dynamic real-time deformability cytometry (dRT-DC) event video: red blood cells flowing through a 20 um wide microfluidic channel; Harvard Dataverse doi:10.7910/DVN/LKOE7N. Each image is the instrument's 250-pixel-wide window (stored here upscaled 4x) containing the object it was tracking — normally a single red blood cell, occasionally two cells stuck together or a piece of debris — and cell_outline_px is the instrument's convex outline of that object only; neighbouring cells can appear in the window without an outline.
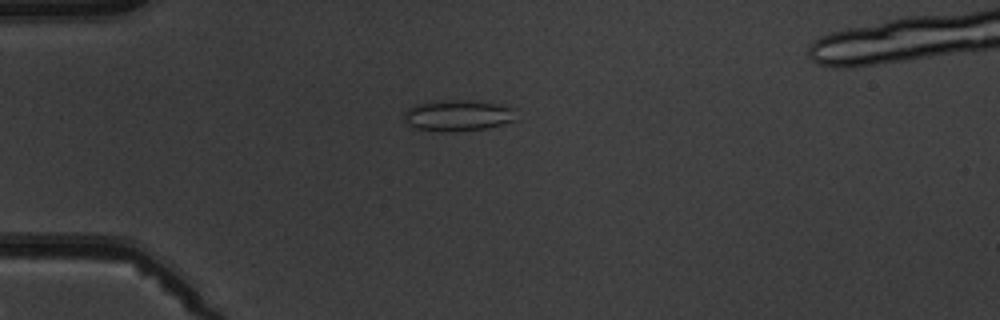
{"species": "common noctule bat (a hibernating species)", "species_latin": "Nyctalus noctula", "temperature_condition": "warm", "stored_images_in_passage": 7, "camera_frame_rate_fps": 3000, "um_per_image_px": 0.085, "animal": {"sex": "male", "body_mass_g": 19.5, "forearm_length_mm": 54.6}, "frame": {"image": 1, "passage_image": 3, "time_ms": 2.667, "image_size_px": [1000, 320], "cell_outline_px": [[516, 120], [504, 124], [488, 128], [456, 132], [440, 132], [416, 128], [408, 124], [404, 120], [404, 112], [408, 108], [420, 104], [440, 100], [472, 100], [496, 104], [512, 108]], "centroid_in_image_um": [38.91, 9.83], "position_along_channel_um": 46.1, "area_um2": 20.35}}
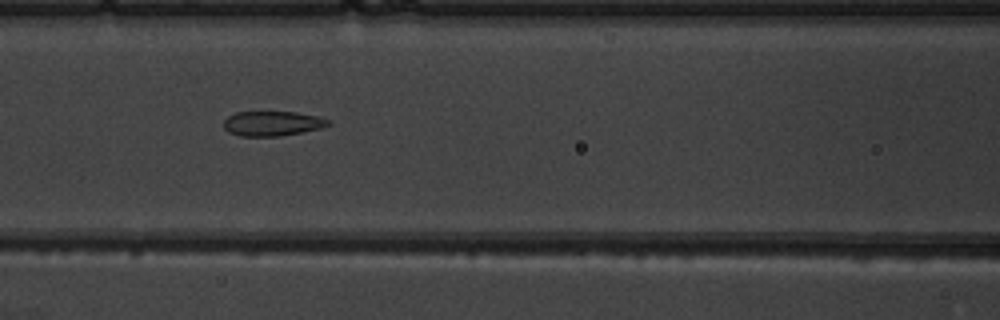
{"frame": {"image": 2, "passage_image": 6, "time_ms": 5.667, "image_size_px": [1000, 320], "cell_outline_px": [[332, 124], [320, 128], [280, 136], [240, 136], [228, 132], [224, 128], [224, 120], [228, 116], [236, 112], [296, 112], [320, 116], [332, 120]], "centroid_in_image_um": [23.18, 10.49], "position_along_channel_um": 143.4, "area_um2": 15.2}}
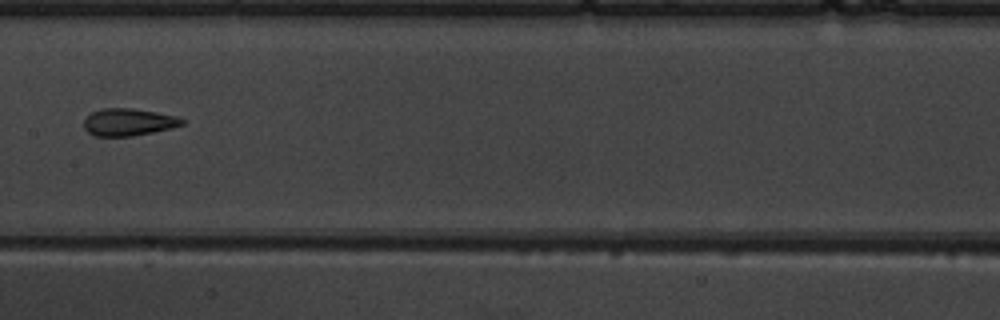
{"frame": {"image": 3, "passage_image": 7, "time_ms": 7.0, "image_size_px": [1000, 320], "cell_outline_px": [[184, 124], [172, 128], [132, 136], [96, 136], [88, 132], [84, 128], [84, 120], [92, 112], [100, 108], [132, 108], [156, 112], [176, 116], [184, 120]], "centroid_in_image_um": [10.91, 10.37], "position_along_channel_um": 196.5, "area_um2": 15.55}}